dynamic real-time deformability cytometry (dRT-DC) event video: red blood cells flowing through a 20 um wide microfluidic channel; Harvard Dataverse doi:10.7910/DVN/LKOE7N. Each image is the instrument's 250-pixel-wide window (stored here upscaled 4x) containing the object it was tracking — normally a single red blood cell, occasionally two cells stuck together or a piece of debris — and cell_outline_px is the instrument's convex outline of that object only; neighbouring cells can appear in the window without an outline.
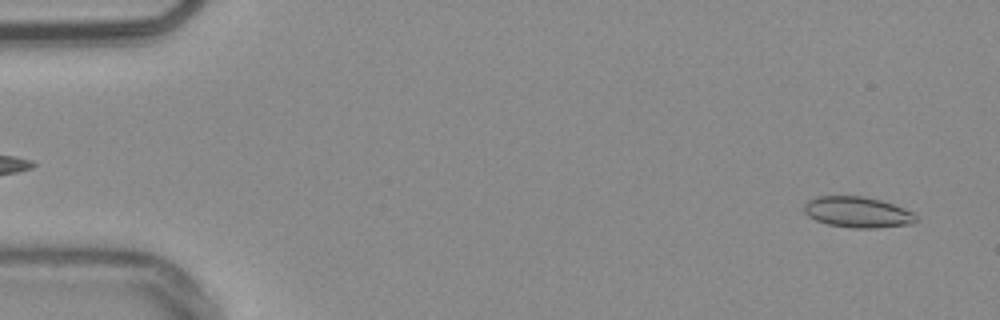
{"species": "common noctule bat (a hibernating species)", "species_latin": "Nyctalus noctula", "temperature_condition": "warm", "stored_images_in_passage": 52, "camera_frame_rate_fps": 3000, "um_per_image_px": 0.085, "animal": {"sex": "male", "body_mass_g": 20.4}, "frame": {"image": 1, "passage_image": 2, "time_ms": 0.333, "image_size_px": [1000, 320], "cell_outline_px": [[920, 220], [912, 224], [876, 228], [852, 228], [828, 224], [816, 220], [808, 216], [804, 212], [804, 204], [808, 200], [816, 196], [864, 196], [880, 200], [904, 208], [912, 212]], "centroid_in_image_um": [72.9, 18.04], "position_along_channel_um": 12.1, "area_um2": 20.23}}
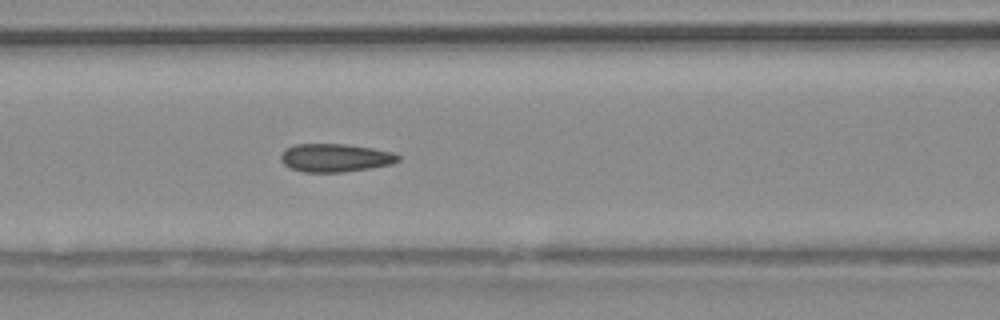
{"frame": {"image": 2, "passage_image": 22, "time_ms": 7.0, "image_size_px": [1000, 320], "cell_outline_px": [[400, 160], [392, 164], [344, 172], [304, 172], [292, 168], [284, 164], [280, 160], [280, 156], [284, 148], [296, 144], [344, 144], [372, 148], [392, 152], [400, 156]], "centroid_in_image_um": [28.47, 13.41], "position_along_channel_um": 138.1, "area_um2": 19.25}}
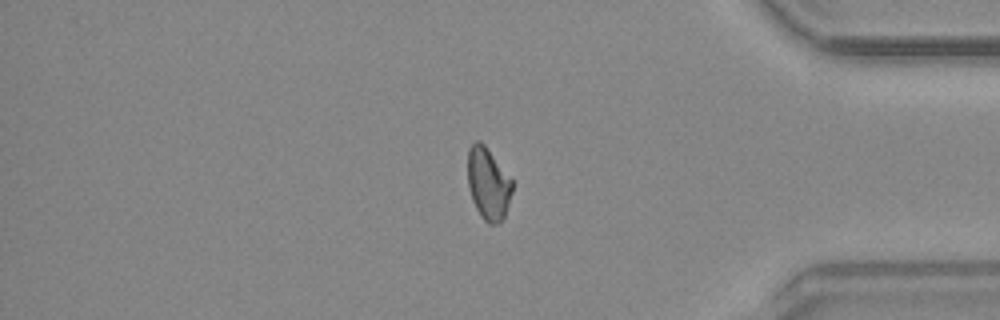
{"frame": {"image": 3, "passage_image": 44, "time_ms": 14.333, "image_size_px": [1000, 320], "cell_outline_px": [[512, 192], [504, 216], [496, 224], [488, 224], [480, 216], [472, 200], [468, 184], [468, 148], [476, 140], [480, 140], [484, 144], [512, 180]], "centroid_in_image_um": [41.47, 15.61], "position_along_channel_um": 393.7, "area_um2": 18.5}, "authors_computed_cell_mechanics": {"area_um2": 19.2763, "velocity_mm_per_s": 3.8161, "shape_relaxation_time_tau1_ms": null, "shape_relaxation_time_tau2_ms": 2.6119, "deformation_change_tau1": null, "deformation_change_tau2": 0.0799}}